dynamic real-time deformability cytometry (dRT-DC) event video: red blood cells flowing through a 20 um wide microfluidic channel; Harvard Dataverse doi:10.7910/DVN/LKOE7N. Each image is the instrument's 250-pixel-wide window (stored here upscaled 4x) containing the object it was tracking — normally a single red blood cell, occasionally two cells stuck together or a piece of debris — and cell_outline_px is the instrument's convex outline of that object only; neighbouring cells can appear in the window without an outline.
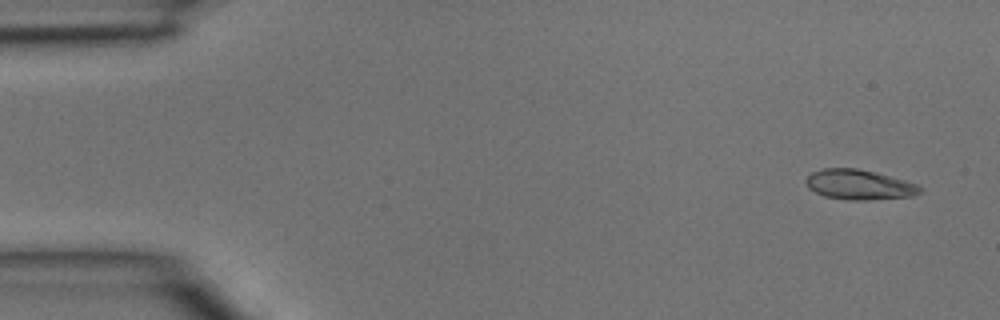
{"species": "common noctule bat (a hibernating species)", "species_latin": "Nyctalus noctula", "temperature_condition": "room temperature", "stored_images_in_passage": 4, "camera_frame_rate_fps": 3000, "um_per_image_px": 0.085, "animal": {"sex": "male", "body_mass_g": 15.6}, "frame": {"image": 1, "passage_image": 1, "time_ms": 0.0, "image_size_px": [1000, 320], "cell_outline_px": [[924, 188], [920, 192], [912, 196], [868, 200], [852, 200], [824, 196], [808, 188], [804, 180], [812, 172], [824, 168], [856, 168], [904, 180], [916, 184]], "centroid_in_image_um": [73.0, 15.7], "position_along_channel_um": 12.0, "area_um2": 19.71}}